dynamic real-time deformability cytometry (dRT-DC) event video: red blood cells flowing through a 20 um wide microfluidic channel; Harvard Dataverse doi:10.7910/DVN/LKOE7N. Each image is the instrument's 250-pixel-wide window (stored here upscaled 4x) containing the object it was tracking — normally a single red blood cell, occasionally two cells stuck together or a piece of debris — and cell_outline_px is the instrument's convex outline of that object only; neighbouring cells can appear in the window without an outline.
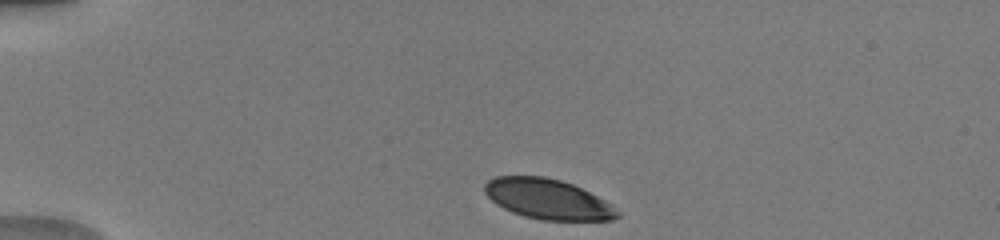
{"species": "human", "species_latin": "Homo sapiens", "temperature_condition": "warm", "stored_images_in_passage": 40, "camera_frame_rate_fps": 3000, "um_per_image_px": 0.085, "donor": {"sex": "male"}, "frame": {"image": 1, "passage_image": 1, "time_ms": 0.0, "image_size_px": [1000, 240], "cell_outline_px": [[620, 216], [612, 220], [540, 220], [524, 216], [512, 212], [496, 204], [484, 192], [484, 184], [488, 180], [496, 176], [544, 176], [560, 180], [572, 184], [612, 204], [620, 212]], "centroid_in_image_um": [46.56, 16.93], "position_along_channel_um": 38.4, "area_um2": 30.98}}
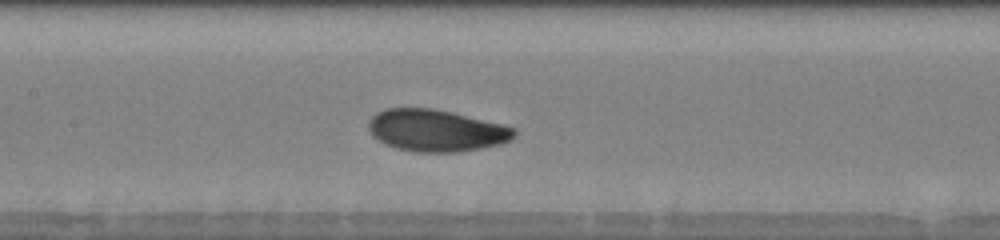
{"frame": {"image": 2, "passage_image": 15, "time_ms": 4.667, "image_size_px": [1000, 240], "cell_outline_px": [[516, 136], [512, 140], [500, 144], [480, 148], [456, 152], [416, 152], [396, 148], [384, 144], [372, 136], [368, 128], [368, 124], [372, 116], [376, 112], [384, 108], [432, 108], [452, 112], [504, 124], [516, 128]], "centroid_in_image_um": [37.08, 11.09], "position_along_channel_um": 170.3, "area_um2": 35.89}}
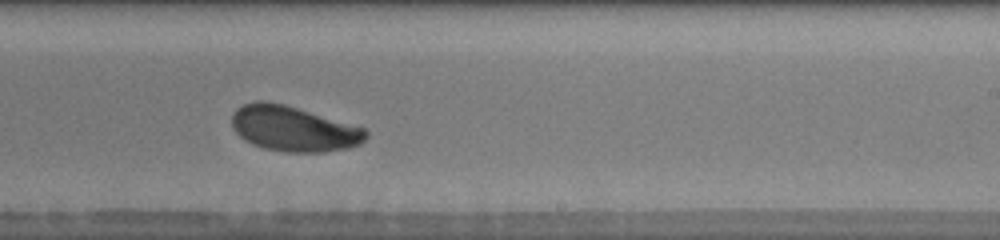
{"frame": {"image": 3, "passage_image": 22, "time_ms": 7.0, "image_size_px": [1000, 240], "cell_outline_px": [[368, 136], [360, 144], [348, 148], [324, 152], [284, 152], [264, 148], [252, 144], [244, 140], [232, 128], [232, 116], [236, 108], [244, 104], [256, 100], [264, 100], [284, 104], [364, 128], [368, 132]], "centroid_in_image_um": [24.92, 10.94], "position_along_channel_um": 264.1, "area_um2": 35.32}, "authors_computed_cell_mechanics": {"area_um2": 35.2869, "velocity_mm_per_s": 4.0258, "shape_relaxation_time_tau1_ms": 3.2465, "shape_relaxation_time_tau2_ms": null, "deformation_change_tau1": 0.1247, "deformation_change_tau2": null}}